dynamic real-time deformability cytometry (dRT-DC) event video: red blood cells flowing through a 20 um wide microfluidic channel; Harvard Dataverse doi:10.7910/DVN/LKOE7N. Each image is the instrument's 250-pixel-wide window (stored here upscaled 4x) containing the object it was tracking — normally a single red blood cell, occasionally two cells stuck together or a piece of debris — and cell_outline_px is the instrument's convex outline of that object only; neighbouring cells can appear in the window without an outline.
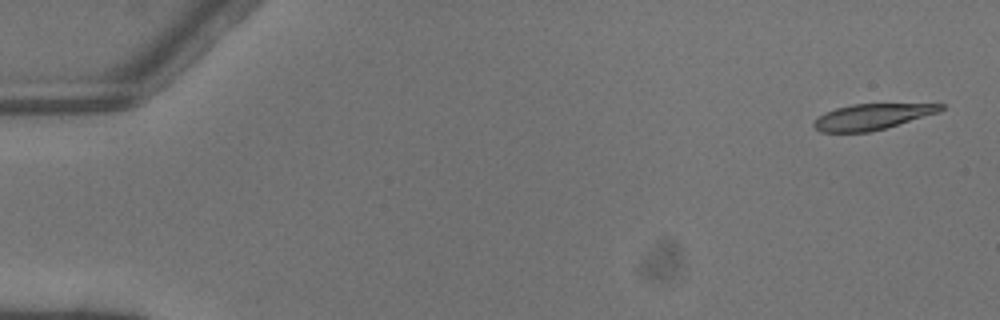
{"species": "common noctule bat (a hibernating species)", "species_latin": "Nyctalus noctula", "temperature_condition": "warm", "stored_images_in_passage": 2, "camera_frame_rate_fps": 3000, "um_per_image_px": 0.085, "animal": {"sex": "male", "body_mass_g": 13.3}, "frame": {"image": 1, "passage_image": 1, "time_ms": 0.0, "image_size_px": [1000, 320], "cell_outline_px": [[944, 108], [940, 112], [884, 128], [868, 132], [820, 132], [812, 124], [824, 112], [836, 108], [852, 104], [944, 104]], "centroid_in_image_um": [74.11, 9.92], "position_along_channel_um": 10.9, "area_um2": 18.79}}